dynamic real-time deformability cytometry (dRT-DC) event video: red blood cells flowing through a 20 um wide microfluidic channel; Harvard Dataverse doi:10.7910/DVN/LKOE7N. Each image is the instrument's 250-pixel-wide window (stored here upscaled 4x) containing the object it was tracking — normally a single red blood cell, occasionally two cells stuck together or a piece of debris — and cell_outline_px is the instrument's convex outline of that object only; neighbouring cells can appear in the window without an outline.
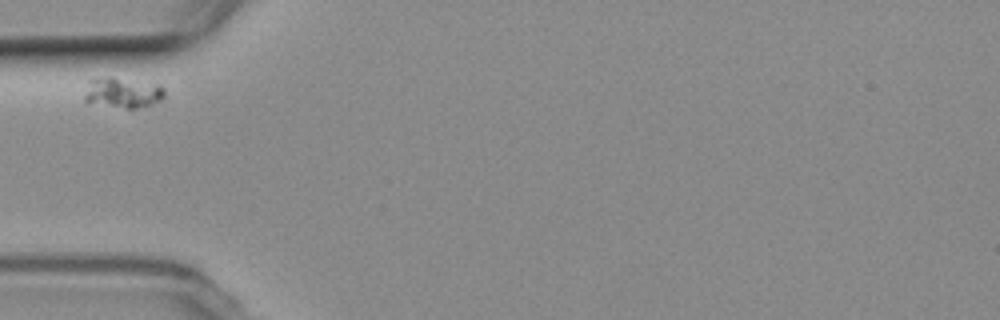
{"species": "common noctule bat (a hibernating species)", "species_latin": "Nyctalus noctula", "temperature_condition": "room temperature", "stored_images_in_passage": 3, "camera_frame_rate_fps": 3000, "um_per_image_px": 0.085, "animal": {"sex": "female", "body_mass_g": 19.3, "forearm_length_mm": 54.1}, "frame": {"image": 1, "passage_image": 1, "time_ms": 0.0, "image_size_px": [1000, 320], "cell_outline_px": [[164, 96], [160, 100], [152, 104], [136, 108], [124, 108], [84, 104], [84, 96], [88, 80], [100, 76], [112, 76], [164, 88]], "centroid_in_image_um": [10.28, 7.9], "position_along_channel_um": 74.7, "area_um2": 14.28}}
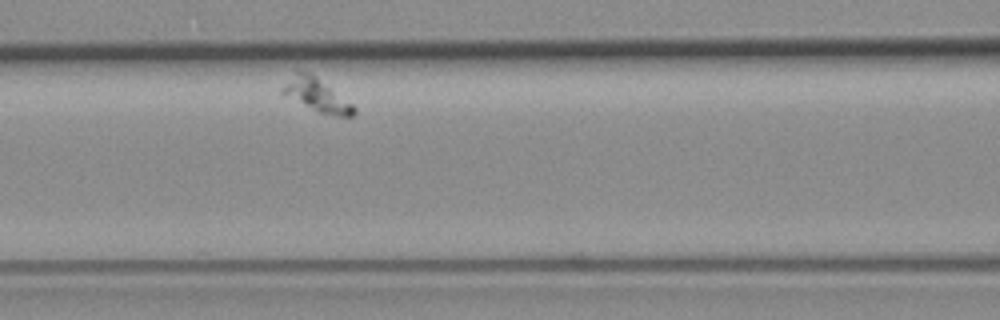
{"frame": {"image": 2, "passage_image": 3, "time_ms": 2.333, "image_size_px": [1000, 320], "cell_outline_px": [[356, 112], [352, 116], [336, 116], [316, 112], [280, 92], [296, 68], [300, 68], [316, 76], [352, 104], [356, 108]], "centroid_in_image_um": [26.91, 8.06], "position_along_channel_um": 139.7, "area_um2": 13.7}}